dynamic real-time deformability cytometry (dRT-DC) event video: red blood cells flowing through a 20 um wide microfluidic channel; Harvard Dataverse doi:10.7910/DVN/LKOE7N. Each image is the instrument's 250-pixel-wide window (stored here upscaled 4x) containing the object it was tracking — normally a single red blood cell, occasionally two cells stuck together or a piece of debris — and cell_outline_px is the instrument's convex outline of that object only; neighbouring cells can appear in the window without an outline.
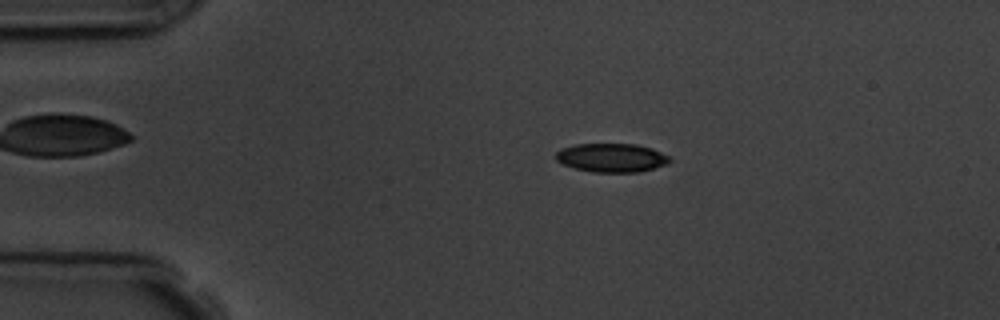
{"species": "common noctule bat (a hibernating species)", "species_latin": "Nyctalus noctula", "temperature_condition": "room temperature", "stored_images_in_passage": 4, "camera_frame_rate_fps": 3000, "um_per_image_px": 0.085, "animal": {"sex": "male", "body_mass_g": 19.5, "forearm_length_mm": 54.6}, "frame": {"image": 1, "passage_image": 3, "time_ms": 2.333, "image_size_px": [1000, 320], "cell_outline_px": [[672, 160], [668, 164], [640, 172], [592, 172], [576, 168], [564, 164], [556, 160], [556, 152], [560, 148], [576, 144], [636, 144], [652, 148], [668, 156]], "centroid_in_image_um": [52.0, 13.4], "position_along_channel_um": 33.0, "area_um2": 19.07}}